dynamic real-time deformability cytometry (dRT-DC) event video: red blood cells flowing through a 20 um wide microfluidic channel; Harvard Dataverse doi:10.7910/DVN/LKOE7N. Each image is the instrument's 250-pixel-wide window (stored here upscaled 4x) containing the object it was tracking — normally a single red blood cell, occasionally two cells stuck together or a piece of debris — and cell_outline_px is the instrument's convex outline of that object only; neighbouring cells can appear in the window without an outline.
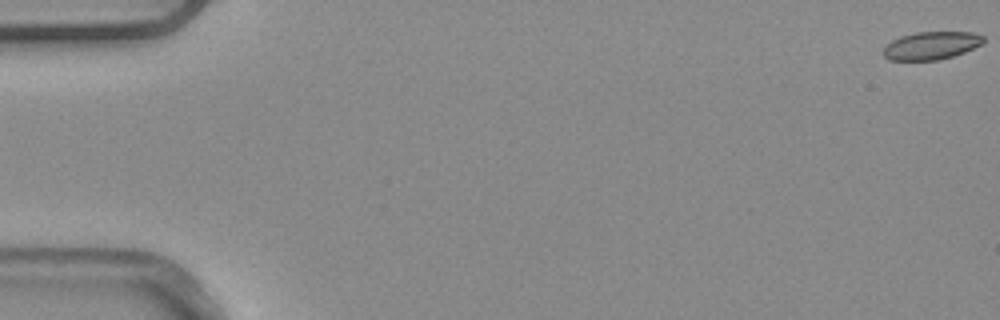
{"species": "common noctule bat (a hibernating species)", "species_latin": "Nyctalus noctula", "temperature_condition": "warm", "stored_images_in_passage": 9, "camera_frame_rate_fps": 3000, "um_per_image_px": 0.085, "animal": {"sex": "male", "body_mass_g": 20.4}, "frame": {"image": 1, "passage_image": 1, "time_ms": 0.0, "image_size_px": [1000, 320], "cell_outline_px": [[984, 40], [980, 44], [964, 52], [952, 56], [936, 60], [888, 60], [880, 52], [892, 40], [900, 36], [916, 32], [972, 32], [984, 36]], "centroid_in_image_um": [79.11, 3.87], "position_along_channel_um": 5.9, "area_um2": 16.18}}
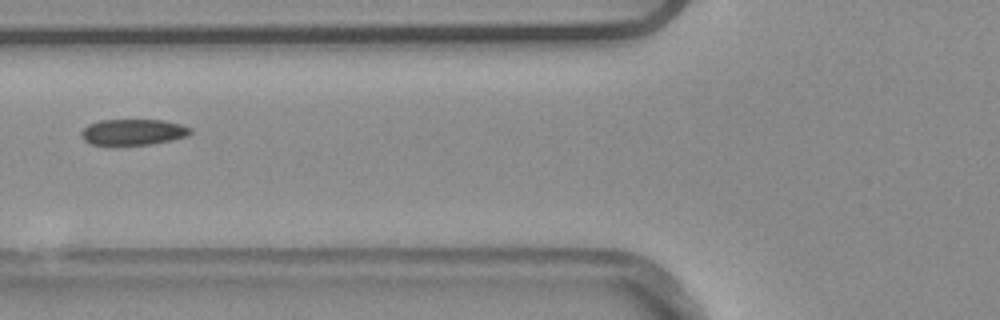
{"frame": {"image": 2, "passage_image": 6, "time_ms": 1.667, "image_size_px": [1000, 320], "cell_outline_px": [[192, 132], [188, 136], [148, 144], [92, 144], [84, 140], [80, 132], [88, 124], [100, 120], [164, 120], [180, 124], [192, 128]], "centroid_in_image_um": [11.32, 11.2], "position_along_channel_um": 114.5, "area_um2": 16.24}}